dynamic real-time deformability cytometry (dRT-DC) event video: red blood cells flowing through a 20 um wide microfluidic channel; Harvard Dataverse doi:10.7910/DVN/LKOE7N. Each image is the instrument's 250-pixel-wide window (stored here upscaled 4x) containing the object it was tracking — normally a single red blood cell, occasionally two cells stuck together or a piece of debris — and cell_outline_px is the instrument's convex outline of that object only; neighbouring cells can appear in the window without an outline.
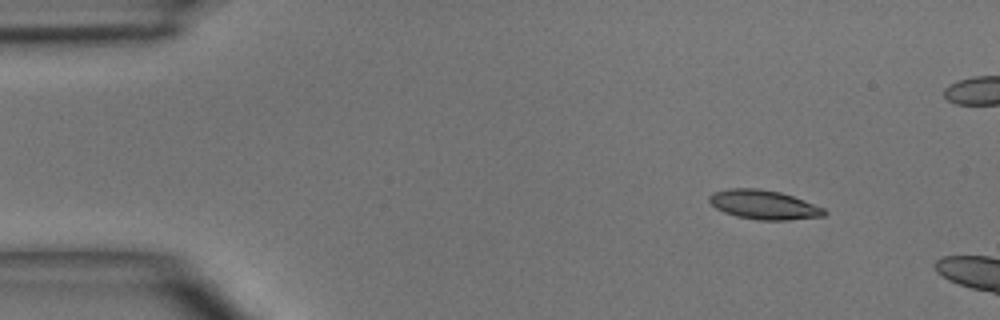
{"species": "common noctule bat (a hibernating species)", "species_latin": "Nyctalus noctula", "temperature_condition": "room temperature", "stored_images_in_passage": 4, "camera_frame_rate_fps": 3000, "um_per_image_px": 0.085, "animal": {"sex": "male", "body_mass_g": 15.6}, "frame": {"image": 1, "passage_image": 2, "time_ms": 1.333, "image_size_px": [1000, 320], "cell_outline_px": [[828, 212], [824, 216], [788, 220], [756, 220], [736, 216], [724, 212], [716, 208], [708, 200], [708, 196], [712, 192], [728, 188], [760, 188], [780, 192], [792, 196], [824, 208]], "centroid_in_image_um": [64.9, 17.4], "position_along_channel_um": 20.1, "area_um2": 19.65}}